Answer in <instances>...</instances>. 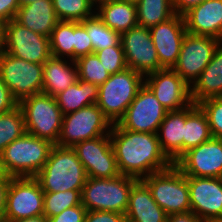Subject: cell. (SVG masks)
<instances>
[{
    "label": "cell",
    "instance_id": "6da1fadb",
    "mask_svg": "<svg viewBox=\"0 0 222 222\" xmlns=\"http://www.w3.org/2000/svg\"><path fill=\"white\" fill-rule=\"evenodd\" d=\"M109 136L122 175L142 179L174 164L162 151L157 134L132 132L116 123Z\"/></svg>",
    "mask_w": 222,
    "mask_h": 222
},
{
    "label": "cell",
    "instance_id": "7a4b0ae2",
    "mask_svg": "<svg viewBox=\"0 0 222 222\" xmlns=\"http://www.w3.org/2000/svg\"><path fill=\"white\" fill-rule=\"evenodd\" d=\"M43 192L82 190L85 168L72 147L53 145L44 167L35 176Z\"/></svg>",
    "mask_w": 222,
    "mask_h": 222
},
{
    "label": "cell",
    "instance_id": "3957f363",
    "mask_svg": "<svg viewBox=\"0 0 222 222\" xmlns=\"http://www.w3.org/2000/svg\"><path fill=\"white\" fill-rule=\"evenodd\" d=\"M138 180L122 174L115 178L88 177L81 191V204L87 211L125 214L132 186Z\"/></svg>",
    "mask_w": 222,
    "mask_h": 222
},
{
    "label": "cell",
    "instance_id": "277c9868",
    "mask_svg": "<svg viewBox=\"0 0 222 222\" xmlns=\"http://www.w3.org/2000/svg\"><path fill=\"white\" fill-rule=\"evenodd\" d=\"M53 145L25 132L1 153L5 172L10 177H35L47 162Z\"/></svg>",
    "mask_w": 222,
    "mask_h": 222
},
{
    "label": "cell",
    "instance_id": "5b68a950",
    "mask_svg": "<svg viewBox=\"0 0 222 222\" xmlns=\"http://www.w3.org/2000/svg\"><path fill=\"white\" fill-rule=\"evenodd\" d=\"M145 76L131 68L111 74L99 86L97 105L104 116L116 124L123 117L139 89L144 85Z\"/></svg>",
    "mask_w": 222,
    "mask_h": 222
},
{
    "label": "cell",
    "instance_id": "8992f818",
    "mask_svg": "<svg viewBox=\"0 0 222 222\" xmlns=\"http://www.w3.org/2000/svg\"><path fill=\"white\" fill-rule=\"evenodd\" d=\"M19 106L24 115L26 132L56 145L63 121L56 98L40 93L22 99Z\"/></svg>",
    "mask_w": 222,
    "mask_h": 222
},
{
    "label": "cell",
    "instance_id": "52a82bcc",
    "mask_svg": "<svg viewBox=\"0 0 222 222\" xmlns=\"http://www.w3.org/2000/svg\"><path fill=\"white\" fill-rule=\"evenodd\" d=\"M141 180L148 186L153 199L167 215L191 211L188 176L174 164Z\"/></svg>",
    "mask_w": 222,
    "mask_h": 222
},
{
    "label": "cell",
    "instance_id": "ba28073f",
    "mask_svg": "<svg viewBox=\"0 0 222 222\" xmlns=\"http://www.w3.org/2000/svg\"><path fill=\"white\" fill-rule=\"evenodd\" d=\"M112 124L97 104L63 115L61 133L56 145L73 147L75 144L110 134Z\"/></svg>",
    "mask_w": 222,
    "mask_h": 222
},
{
    "label": "cell",
    "instance_id": "9c48e42d",
    "mask_svg": "<svg viewBox=\"0 0 222 222\" xmlns=\"http://www.w3.org/2000/svg\"><path fill=\"white\" fill-rule=\"evenodd\" d=\"M0 77L18 102L42 93L43 64L30 63L3 51L0 53Z\"/></svg>",
    "mask_w": 222,
    "mask_h": 222
},
{
    "label": "cell",
    "instance_id": "30bf717a",
    "mask_svg": "<svg viewBox=\"0 0 222 222\" xmlns=\"http://www.w3.org/2000/svg\"><path fill=\"white\" fill-rule=\"evenodd\" d=\"M3 51L35 64H44L52 56L49 37L33 32L14 19L5 23Z\"/></svg>",
    "mask_w": 222,
    "mask_h": 222
},
{
    "label": "cell",
    "instance_id": "8fae6325",
    "mask_svg": "<svg viewBox=\"0 0 222 222\" xmlns=\"http://www.w3.org/2000/svg\"><path fill=\"white\" fill-rule=\"evenodd\" d=\"M220 43L218 38L186 33L173 70L191 87L210 63Z\"/></svg>",
    "mask_w": 222,
    "mask_h": 222
},
{
    "label": "cell",
    "instance_id": "7c38bea8",
    "mask_svg": "<svg viewBox=\"0 0 222 222\" xmlns=\"http://www.w3.org/2000/svg\"><path fill=\"white\" fill-rule=\"evenodd\" d=\"M167 113L166 108L144 84L117 124L132 132L157 134Z\"/></svg>",
    "mask_w": 222,
    "mask_h": 222
},
{
    "label": "cell",
    "instance_id": "4fadbf2b",
    "mask_svg": "<svg viewBox=\"0 0 222 222\" xmlns=\"http://www.w3.org/2000/svg\"><path fill=\"white\" fill-rule=\"evenodd\" d=\"M44 192L35 177H11L4 217L10 221L43 215Z\"/></svg>",
    "mask_w": 222,
    "mask_h": 222
},
{
    "label": "cell",
    "instance_id": "5bb4252c",
    "mask_svg": "<svg viewBox=\"0 0 222 222\" xmlns=\"http://www.w3.org/2000/svg\"><path fill=\"white\" fill-rule=\"evenodd\" d=\"M72 148L87 177L115 178L121 175L109 134L79 142Z\"/></svg>",
    "mask_w": 222,
    "mask_h": 222
},
{
    "label": "cell",
    "instance_id": "9a60e30c",
    "mask_svg": "<svg viewBox=\"0 0 222 222\" xmlns=\"http://www.w3.org/2000/svg\"><path fill=\"white\" fill-rule=\"evenodd\" d=\"M127 68L144 76L163 69L153 44L150 29L136 26L120 35Z\"/></svg>",
    "mask_w": 222,
    "mask_h": 222
},
{
    "label": "cell",
    "instance_id": "2e32d148",
    "mask_svg": "<svg viewBox=\"0 0 222 222\" xmlns=\"http://www.w3.org/2000/svg\"><path fill=\"white\" fill-rule=\"evenodd\" d=\"M174 165L185 176L222 178V139L212 137L185 152Z\"/></svg>",
    "mask_w": 222,
    "mask_h": 222
},
{
    "label": "cell",
    "instance_id": "e0dca14e",
    "mask_svg": "<svg viewBox=\"0 0 222 222\" xmlns=\"http://www.w3.org/2000/svg\"><path fill=\"white\" fill-rule=\"evenodd\" d=\"M144 84L167 111L189 106L190 86L173 69L163 68L145 75Z\"/></svg>",
    "mask_w": 222,
    "mask_h": 222
},
{
    "label": "cell",
    "instance_id": "ac0fdd59",
    "mask_svg": "<svg viewBox=\"0 0 222 222\" xmlns=\"http://www.w3.org/2000/svg\"><path fill=\"white\" fill-rule=\"evenodd\" d=\"M191 211L202 221L222 218V178L188 176Z\"/></svg>",
    "mask_w": 222,
    "mask_h": 222
},
{
    "label": "cell",
    "instance_id": "d6986e66",
    "mask_svg": "<svg viewBox=\"0 0 222 222\" xmlns=\"http://www.w3.org/2000/svg\"><path fill=\"white\" fill-rule=\"evenodd\" d=\"M153 44L162 68L173 69L187 31L184 17L175 14L165 22L150 28Z\"/></svg>",
    "mask_w": 222,
    "mask_h": 222
},
{
    "label": "cell",
    "instance_id": "ffe728a7",
    "mask_svg": "<svg viewBox=\"0 0 222 222\" xmlns=\"http://www.w3.org/2000/svg\"><path fill=\"white\" fill-rule=\"evenodd\" d=\"M183 17L187 33L214 37L220 41L222 0H205L187 11Z\"/></svg>",
    "mask_w": 222,
    "mask_h": 222
},
{
    "label": "cell",
    "instance_id": "44dd1931",
    "mask_svg": "<svg viewBox=\"0 0 222 222\" xmlns=\"http://www.w3.org/2000/svg\"><path fill=\"white\" fill-rule=\"evenodd\" d=\"M126 222H166L167 214L155 202L148 186L139 179L129 195Z\"/></svg>",
    "mask_w": 222,
    "mask_h": 222
},
{
    "label": "cell",
    "instance_id": "7402d4cb",
    "mask_svg": "<svg viewBox=\"0 0 222 222\" xmlns=\"http://www.w3.org/2000/svg\"><path fill=\"white\" fill-rule=\"evenodd\" d=\"M14 20L35 33L50 37L59 22L52 0H37L22 5L17 10Z\"/></svg>",
    "mask_w": 222,
    "mask_h": 222
},
{
    "label": "cell",
    "instance_id": "603a6c76",
    "mask_svg": "<svg viewBox=\"0 0 222 222\" xmlns=\"http://www.w3.org/2000/svg\"><path fill=\"white\" fill-rule=\"evenodd\" d=\"M78 80V68L74 60L51 56L43 64L42 93L55 97Z\"/></svg>",
    "mask_w": 222,
    "mask_h": 222
},
{
    "label": "cell",
    "instance_id": "cb8c5ba5",
    "mask_svg": "<svg viewBox=\"0 0 222 222\" xmlns=\"http://www.w3.org/2000/svg\"><path fill=\"white\" fill-rule=\"evenodd\" d=\"M185 122L186 107L176 111H168L157 132L162 151L173 163L183 155Z\"/></svg>",
    "mask_w": 222,
    "mask_h": 222
},
{
    "label": "cell",
    "instance_id": "d4e9b609",
    "mask_svg": "<svg viewBox=\"0 0 222 222\" xmlns=\"http://www.w3.org/2000/svg\"><path fill=\"white\" fill-rule=\"evenodd\" d=\"M222 97V43L218 45L210 63L190 87V98L198 104L209 98Z\"/></svg>",
    "mask_w": 222,
    "mask_h": 222
},
{
    "label": "cell",
    "instance_id": "484cf974",
    "mask_svg": "<svg viewBox=\"0 0 222 222\" xmlns=\"http://www.w3.org/2000/svg\"><path fill=\"white\" fill-rule=\"evenodd\" d=\"M95 13L110 29L120 35L136 27V4L124 0H106L96 5Z\"/></svg>",
    "mask_w": 222,
    "mask_h": 222
},
{
    "label": "cell",
    "instance_id": "4316f807",
    "mask_svg": "<svg viewBox=\"0 0 222 222\" xmlns=\"http://www.w3.org/2000/svg\"><path fill=\"white\" fill-rule=\"evenodd\" d=\"M99 86L83 80H77L63 92L55 96L62 114L77 111L83 107L96 104Z\"/></svg>",
    "mask_w": 222,
    "mask_h": 222
},
{
    "label": "cell",
    "instance_id": "83f0119b",
    "mask_svg": "<svg viewBox=\"0 0 222 222\" xmlns=\"http://www.w3.org/2000/svg\"><path fill=\"white\" fill-rule=\"evenodd\" d=\"M210 126L206 114L193 102L186 107V122L184 125L183 154L211 139Z\"/></svg>",
    "mask_w": 222,
    "mask_h": 222
},
{
    "label": "cell",
    "instance_id": "f1b7e54d",
    "mask_svg": "<svg viewBox=\"0 0 222 222\" xmlns=\"http://www.w3.org/2000/svg\"><path fill=\"white\" fill-rule=\"evenodd\" d=\"M136 13L138 26L150 29L175 15L173 0H140Z\"/></svg>",
    "mask_w": 222,
    "mask_h": 222
},
{
    "label": "cell",
    "instance_id": "f546056e",
    "mask_svg": "<svg viewBox=\"0 0 222 222\" xmlns=\"http://www.w3.org/2000/svg\"><path fill=\"white\" fill-rule=\"evenodd\" d=\"M49 38L53 57L74 60V21H59Z\"/></svg>",
    "mask_w": 222,
    "mask_h": 222
},
{
    "label": "cell",
    "instance_id": "4dcf8cb0",
    "mask_svg": "<svg viewBox=\"0 0 222 222\" xmlns=\"http://www.w3.org/2000/svg\"><path fill=\"white\" fill-rule=\"evenodd\" d=\"M81 23L87 29V34L92 42L94 53L106 47L122 46L120 34L105 25L96 13Z\"/></svg>",
    "mask_w": 222,
    "mask_h": 222
},
{
    "label": "cell",
    "instance_id": "1f68e13d",
    "mask_svg": "<svg viewBox=\"0 0 222 222\" xmlns=\"http://www.w3.org/2000/svg\"><path fill=\"white\" fill-rule=\"evenodd\" d=\"M59 21L82 22L95 14L92 0H52Z\"/></svg>",
    "mask_w": 222,
    "mask_h": 222
},
{
    "label": "cell",
    "instance_id": "d6a6232c",
    "mask_svg": "<svg viewBox=\"0 0 222 222\" xmlns=\"http://www.w3.org/2000/svg\"><path fill=\"white\" fill-rule=\"evenodd\" d=\"M25 130L23 112L16 108L0 115V154L11 142L21 137Z\"/></svg>",
    "mask_w": 222,
    "mask_h": 222
},
{
    "label": "cell",
    "instance_id": "836d02e7",
    "mask_svg": "<svg viewBox=\"0 0 222 222\" xmlns=\"http://www.w3.org/2000/svg\"><path fill=\"white\" fill-rule=\"evenodd\" d=\"M82 190L44 192L43 215L48 219L63 210L81 204Z\"/></svg>",
    "mask_w": 222,
    "mask_h": 222
},
{
    "label": "cell",
    "instance_id": "e575fe53",
    "mask_svg": "<svg viewBox=\"0 0 222 222\" xmlns=\"http://www.w3.org/2000/svg\"><path fill=\"white\" fill-rule=\"evenodd\" d=\"M75 62L78 68L79 80L100 86L111 75L106 71L95 53L79 57Z\"/></svg>",
    "mask_w": 222,
    "mask_h": 222
},
{
    "label": "cell",
    "instance_id": "d590c367",
    "mask_svg": "<svg viewBox=\"0 0 222 222\" xmlns=\"http://www.w3.org/2000/svg\"><path fill=\"white\" fill-rule=\"evenodd\" d=\"M197 105L206 114L212 136L222 139V97L209 98Z\"/></svg>",
    "mask_w": 222,
    "mask_h": 222
},
{
    "label": "cell",
    "instance_id": "8d00e7d4",
    "mask_svg": "<svg viewBox=\"0 0 222 222\" xmlns=\"http://www.w3.org/2000/svg\"><path fill=\"white\" fill-rule=\"evenodd\" d=\"M95 54L110 74L121 72L127 68L122 46L106 47L96 51Z\"/></svg>",
    "mask_w": 222,
    "mask_h": 222
},
{
    "label": "cell",
    "instance_id": "74e56055",
    "mask_svg": "<svg viewBox=\"0 0 222 222\" xmlns=\"http://www.w3.org/2000/svg\"><path fill=\"white\" fill-rule=\"evenodd\" d=\"M74 61L79 57L94 53L93 45L87 34L86 27L81 23L74 21Z\"/></svg>",
    "mask_w": 222,
    "mask_h": 222
},
{
    "label": "cell",
    "instance_id": "f35d334b",
    "mask_svg": "<svg viewBox=\"0 0 222 222\" xmlns=\"http://www.w3.org/2000/svg\"><path fill=\"white\" fill-rule=\"evenodd\" d=\"M87 210L82 204L63 210L47 219V222H84Z\"/></svg>",
    "mask_w": 222,
    "mask_h": 222
},
{
    "label": "cell",
    "instance_id": "ab89813d",
    "mask_svg": "<svg viewBox=\"0 0 222 222\" xmlns=\"http://www.w3.org/2000/svg\"><path fill=\"white\" fill-rule=\"evenodd\" d=\"M84 222H126V217L112 211H87Z\"/></svg>",
    "mask_w": 222,
    "mask_h": 222
},
{
    "label": "cell",
    "instance_id": "60d3db41",
    "mask_svg": "<svg viewBox=\"0 0 222 222\" xmlns=\"http://www.w3.org/2000/svg\"><path fill=\"white\" fill-rule=\"evenodd\" d=\"M19 105V102L13 97L11 91L3 83L0 77V115L11 111Z\"/></svg>",
    "mask_w": 222,
    "mask_h": 222
},
{
    "label": "cell",
    "instance_id": "b9f144b4",
    "mask_svg": "<svg viewBox=\"0 0 222 222\" xmlns=\"http://www.w3.org/2000/svg\"><path fill=\"white\" fill-rule=\"evenodd\" d=\"M19 7L18 0H0V20L5 23L13 20Z\"/></svg>",
    "mask_w": 222,
    "mask_h": 222
},
{
    "label": "cell",
    "instance_id": "7bdbcfd3",
    "mask_svg": "<svg viewBox=\"0 0 222 222\" xmlns=\"http://www.w3.org/2000/svg\"><path fill=\"white\" fill-rule=\"evenodd\" d=\"M205 0H173L175 14L183 16L191 8L196 7Z\"/></svg>",
    "mask_w": 222,
    "mask_h": 222
},
{
    "label": "cell",
    "instance_id": "ee69618b",
    "mask_svg": "<svg viewBox=\"0 0 222 222\" xmlns=\"http://www.w3.org/2000/svg\"><path fill=\"white\" fill-rule=\"evenodd\" d=\"M166 222H204L192 211L179 212L167 215Z\"/></svg>",
    "mask_w": 222,
    "mask_h": 222
},
{
    "label": "cell",
    "instance_id": "f6af8a7d",
    "mask_svg": "<svg viewBox=\"0 0 222 222\" xmlns=\"http://www.w3.org/2000/svg\"><path fill=\"white\" fill-rule=\"evenodd\" d=\"M11 179L0 180V218L4 217L6 209L7 191Z\"/></svg>",
    "mask_w": 222,
    "mask_h": 222
},
{
    "label": "cell",
    "instance_id": "bcb514c9",
    "mask_svg": "<svg viewBox=\"0 0 222 222\" xmlns=\"http://www.w3.org/2000/svg\"><path fill=\"white\" fill-rule=\"evenodd\" d=\"M11 222H47V218L44 215H41V216L18 219Z\"/></svg>",
    "mask_w": 222,
    "mask_h": 222
},
{
    "label": "cell",
    "instance_id": "7dc6e473",
    "mask_svg": "<svg viewBox=\"0 0 222 222\" xmlns=\"http://www.w3.org/2000/svg\"><path fill=\"white\" fill-rule=\"evenodd\" d=\"M4 34H5V22L0 20V53H2L4 49Z\"/></svg>",
    "mask_w": 222,
    "mask_h": 222
},
{
    "label": "cell",
    "instance_id": "c3c4849f",
    "mask_svg": "<svg viewBox=\"0 0 222 222\" xmlns=\"http://www.w3.org/2000/svg\"><path fill=\"white\" fill-rule=\"evenodd\" d=\"M1 179H11V177L8 176L7 173L4 170L3 163H2V157H1V154H0V180Z\"/></svg>",
    "mask_w": 222,
    "mask_h": 222
},
{
    "label": "cell",
    "instance_id": "681fc988",
    "mask_svg": "<svg viewBox=\"0 0 222 222\" xmlns=\"http://www.w3.org/2000/svg\"><path fill=\"white\" fill-rule=\"evenodd\" d=\"M35 1H37V0H18L20 6L30 4V3H33Z\"/></svg>",
    "mask_w": 222,
    "mask_h": 222
},
{
    "label": "cell",
    "instance_id": "f907efd6",
    "mask_svg": "<svg viewBox=\"0 0 222 222\" xmlns=\"http://www.w3.org/2000/svg\"><path fill=\"white\" fill-rule=\"evenodd\" d=\"M204 222H222V218H213V219L206 220Z\"/></svg>",
    "mask_w": 222,
    "mask_h": 222
},
{
    "label": "cell",
    "instance_id": "816d5d0a",
    "mask_svg": "<svg viewBox=\"0 0 222 222\" xmlns=\"http://www.w3.org/2000/svg\"><path fill=\"white\" fill-rule=\"evenodd\" d=\"M0 222H11V221L5 217H2L0 218Z\"/></svg>",
    "mask_w": 222,
    "mask_h": 222
},
{
    "label": "cell",
    "instance_id": "f5cc1de1",
    "mask_svg": "<svg viewBox=\"0 0 222 222\" xmlns=\"http://www.w3.org/2000/svg\"><path fill=\"white\" fill-rule=\"evenodd\" d=\"M103 1H106V0H92V2H93L95 5H97L98 3L103 2Z\"/></svg>",
    "mask_w": 222,
    "mask_h": 222
},
{
    "label": "cell",
    "instance_id": "db71d44e",
    "mask_svg": "<svg viewBox=\"0 0 222 222\" xmlns=\"http://www.w3.org/2000/svg\"><path fill=\"white\" fill-rule=\"evenodd\" d=\"M124 1H128V2H133V3H137V2H139L140 0H124Z\"/></svg>",
    "mask_w": 222,
    "mask_h": 222
},
{
    "label": "cell",
    "instance_id": "11a10c76",
    "mask_svg": "<svg viewBox=\"0 0 222 222\" xmlns=\"http://www.w3.org/2000/svg\"><path fill=\"white\" fill-rule=\"evenodd\" d=\"M220 42L222 43V25H221V29H220Z\"/></svg>",
    "mask_w": 222,
    "mask_h": 222
}]
</instances>
